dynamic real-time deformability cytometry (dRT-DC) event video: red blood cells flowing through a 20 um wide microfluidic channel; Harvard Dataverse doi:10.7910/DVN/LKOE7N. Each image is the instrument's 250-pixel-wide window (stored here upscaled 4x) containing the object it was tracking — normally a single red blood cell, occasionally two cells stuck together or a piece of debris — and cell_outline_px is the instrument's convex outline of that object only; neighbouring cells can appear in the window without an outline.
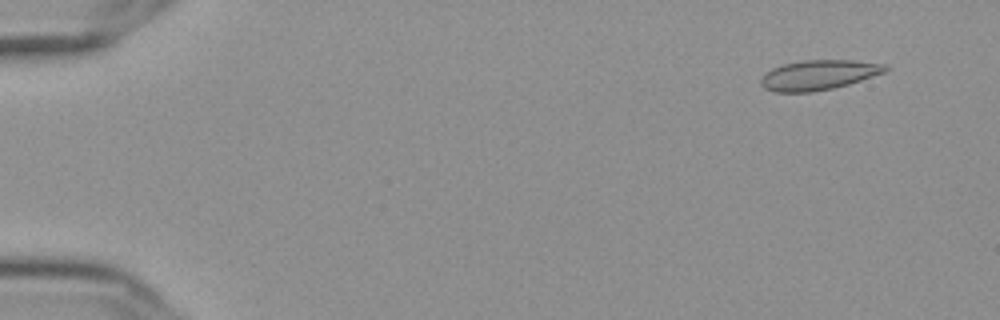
{"species": "Egyptian fruit bat (a non-hibernating species)", "species_latin": "Rousettus aegyptiacus", "temperature_condition": "cold", "stored_images_in_passage": 14, "camera_frame_rate_fps": 3000, "um_per_image_px": 0.085, "frame": {"image": 1, "passage_image": 5, "time_ms": 1.333, "image_size_px": [1000, 320], "cell_outline_px": [[888, 68], [884, 72], [848, 84], [832, 88], [812, 92], [776, 92], [764, 88], [760, 84], [760, 80], [772, 68], [784, 64], [804, 60], [852, 60], [888, 64]], "centroid_in_image_um": [69.58, 6.37], "position_along_channel_um": 15.4, "area_um2": 21.44}}